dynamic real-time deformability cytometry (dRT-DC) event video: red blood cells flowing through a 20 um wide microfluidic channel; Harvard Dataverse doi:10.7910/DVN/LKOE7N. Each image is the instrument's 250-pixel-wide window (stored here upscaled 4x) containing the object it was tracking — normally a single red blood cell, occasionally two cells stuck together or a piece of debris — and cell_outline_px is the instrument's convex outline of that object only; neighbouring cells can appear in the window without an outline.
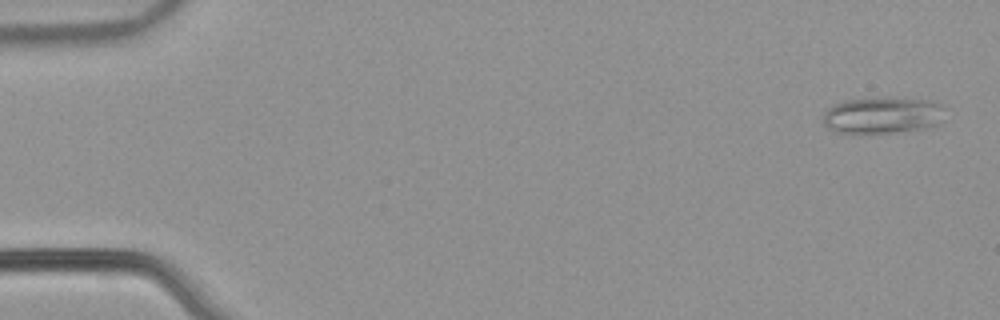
{"species": "common noctule bat (a hibernating species)", "species_latin": "Nyctalus noctula", "temperature_condition": "warm", "stored_images_in_passage": 53, "camera_frame_rate_fps": 3000, "um_per_image_px": 0.085, "animal": {"sex": "male", "body_mass_g": 21.5, "forearm_length_mm": 52.0}, "frame": {"image": 1, "passage_image": 2, "time_ms": 0.333, "image_size_px": [1000, 320], "cell_outline_px": [[940, 124], [928, 128], [892, 132], [852, 136], [836, 132], [828, 128], [824, 124], [824, 112], [832, 104], [844, 100], [928, 100], [940, 104]], "centroid_in_image_um": [74.89, 9.88], "position_along_channel_um": 10.1, "area_um2": 25.49}}
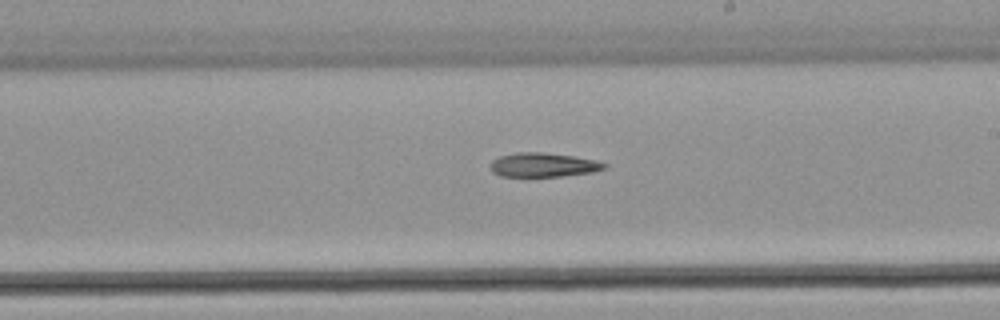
{"frame": {"image": 2, "passage_image": 31, "time_ms": 10.0, "image_size_px": [1000, 320], "cell_outline_px": [[608, 168], [592, 172], [560, 176], [500, 176], [492, 172], [492, 160], [500, 156], [516, 152], [544, 152], [572, 156], [596, 160], [608, 164]], "centroid_in_image_um": [46.21, 14.01], "position_along_channel_um": 242.8, "area_um2": 15.95}}
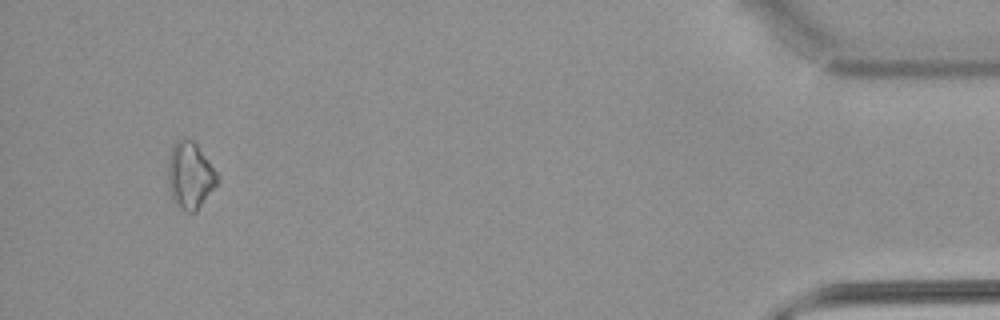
{"frame": {"image": 3, "passage_image": 50, "time_ms": 16.333, "image_size_px": [1000, 320], "cell_outline_px": [[220, 180], [196, 212], [188, 212], [180, 208], [176, 204], [172, 196], [168, 180], [168, 160], [172, 148], [180, 140], [192, 140], [196, 144], [208, 160], [216, 172]], "centroid_in_image_um": [16.17, 14.95], "position_along_channel_um": 419.0, "area_um2": 18.67}}